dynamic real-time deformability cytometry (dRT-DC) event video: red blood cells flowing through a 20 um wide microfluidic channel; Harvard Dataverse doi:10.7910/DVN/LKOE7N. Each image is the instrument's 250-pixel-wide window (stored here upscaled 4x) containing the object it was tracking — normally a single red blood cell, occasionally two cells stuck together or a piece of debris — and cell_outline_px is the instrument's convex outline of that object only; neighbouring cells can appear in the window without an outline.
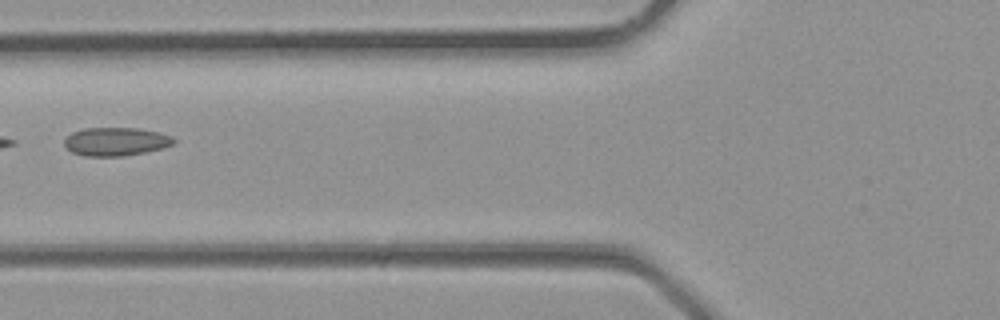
{"species": "common noctule bat (a hibernating species)", "species_latin": "Nyctalus noctula", "temperature_condition": "room temperature", "stored_images_in_passage": 29, "camera_frame_rate_fps": 3000, "um_per_image_px": 0.085, "animal": {"sex": "male", "body_mass_g": 23.1, "forearm_length_mm": 52.7}, "frame": {"image": 1, "passage_image": 9, "time_ms": 2.667, "image_size_px": [1000, 320], "cell_outline_px": [[176, 140], [172, 144], [164, 148], [124, 156], [84, 156], [72, 152], [64, 144], [64, 140], [72, 132], [84, 128], [140, 128], [172, 136]], "centroid_in_image_um": [9.85, 12.03], "position_along_channel_um": 116.0, "area_um2": 18.03}}
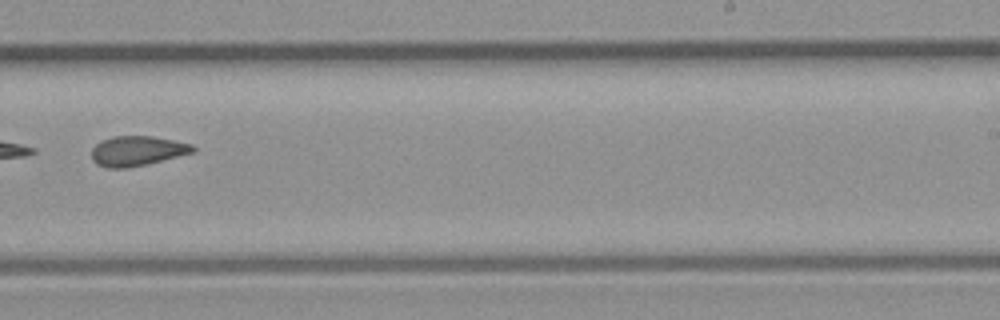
{"frame": {"image": 2, "passage_image": 17, "time_ms": 5.333, "image_size_px": [1000, 320], "cell_outline_px": [[196, 148], [192, 152], [128, 168], [108, 168], [96, 164], [92, 160], [92, 148], [100, 140], [112, 136], [152, 136], [192, 144]], "centroid_in_image_um": [11.59, 12.82], "position_along_channel_um": 277.4, "area_um2": 17.4}}
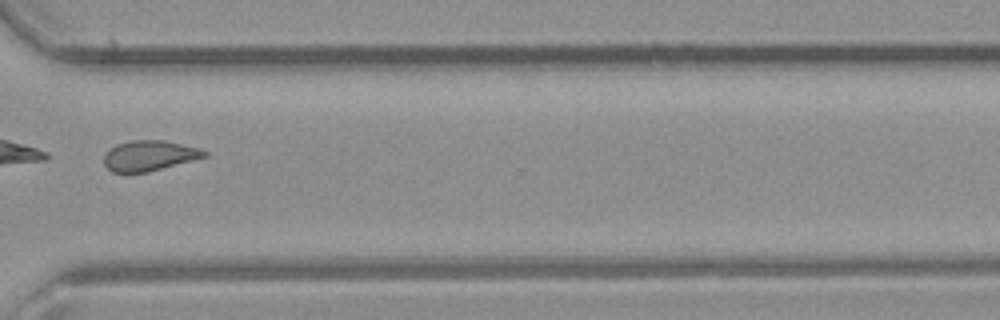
{"frame": {"image": 3, "passage_image": 21, "time_ms": 6.667, "image_size_px": [1000, 320], "cell_outline_px": [[208, 156], [148, 172], [112, 172], [104, 164], [104, 156], [116, 144], [132, 140], [164, 140], [200, 148], [208, 152]], "centroid_in_image_um": [12.72, 13.22], "position_along_channel_um": 357.9, "area_um2": 17.63}}